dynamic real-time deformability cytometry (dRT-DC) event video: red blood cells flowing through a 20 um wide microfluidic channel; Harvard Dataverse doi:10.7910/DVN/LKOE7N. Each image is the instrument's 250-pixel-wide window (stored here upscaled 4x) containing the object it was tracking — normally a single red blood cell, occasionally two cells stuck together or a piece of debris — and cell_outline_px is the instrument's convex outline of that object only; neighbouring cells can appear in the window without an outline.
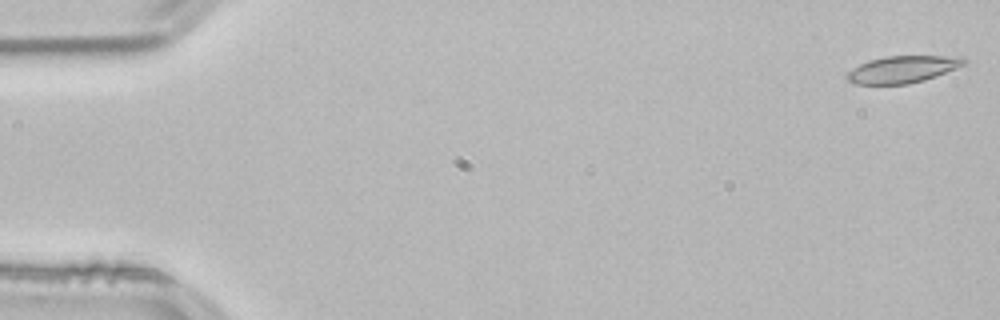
{"species": "common noctule bat (a hibernating species)", "species_latin": "Nyctalus noctula", "temperature_condition": "room temperature", "stored_images_in_passage": 18, "camera_frame_rate_fps": 3000, "um_per_image_px": 0.085, "animal": {"sex": "male", "body_mass_g": 21.5, "forearm_length_mm": 52.0}, "frame": {"image": 1, "passage_image": 1, "time_ms": 0.0, "image_size_px": [1000, 320], "cell_outline_px": [[968, 64], [936, 76], [924, 80], [908, 84], [852, 84], [844, 76], [852, 68], [868, 60], [884, 56], [964, 56], [968, 60]], "centroid_in_image_um": [76.75, 5.88], "position_along_channel_um": 8.2, "area_um2": 18.73}}
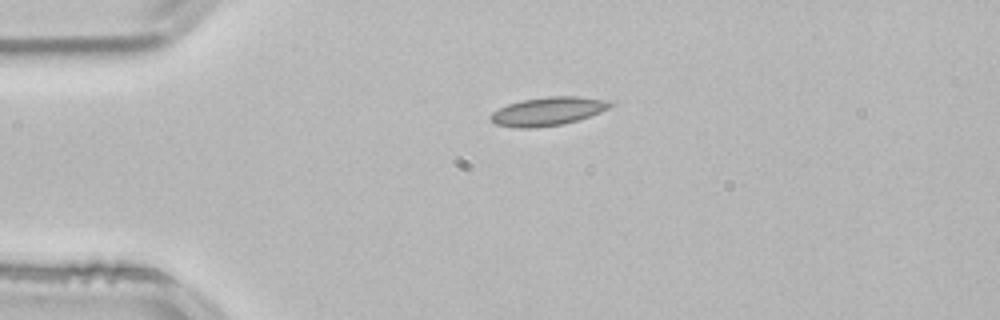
{"frame": {"image": 2, "passage_image": 12, "time_ms": 3.667, "image_size_px": [1000, 320], "cell_outline_px": [[612, 104], [608, 108], [600, 112], [564, 124], [528, 128], [516, 128], [496, 124], [488, 116], [492, 112], [508, 104], [520, 100], [548, 96], [576, 96], [608, 100]], "centroid_in_image_um": [46.53, 9.45], "position_along_channel_um": 38.5, "area_um2": 19.65}}